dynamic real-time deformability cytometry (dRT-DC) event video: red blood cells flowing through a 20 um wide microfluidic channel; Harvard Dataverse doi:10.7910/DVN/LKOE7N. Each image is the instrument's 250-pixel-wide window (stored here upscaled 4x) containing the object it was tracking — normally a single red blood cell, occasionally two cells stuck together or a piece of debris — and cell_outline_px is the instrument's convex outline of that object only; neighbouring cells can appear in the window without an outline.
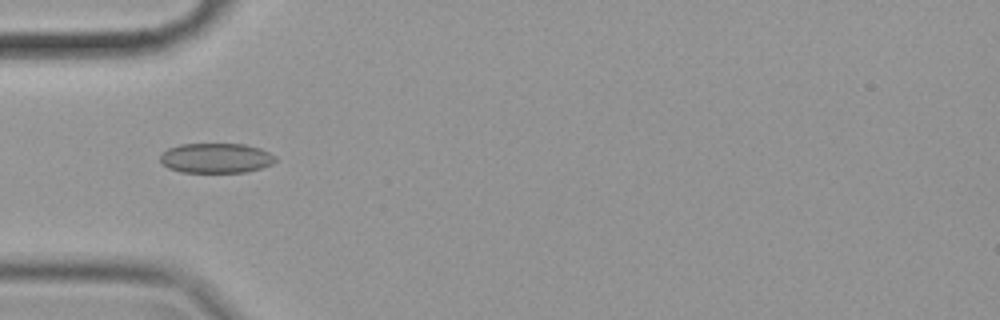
{"species": "common noctule bat (a hibernating species)", "species_latin": "Nyctalus noctula", "temperature_condition": "cold", "stored_images_in_passage": 44, "camera_frame_rate_fps": 3000, "um_per_image_px": 0.085, "animal": {"sex": "female", "body_mass_g": 19.9}, "frame": {"image": 1, "passage_image": 5, "time_ms": 1.333, "image_size_px": [1000, 320], "cell_outline_px": [[276, 160], [272, 164], [260, 168], [244, 172], [180, 172], [168, 168], [160, 160], [160, 156], [168, 148], [180, 144], [244, 144], [260, 148], [276, 156]], "centroid_in_image_um": [18.36, 13.43], "position_along_channel_um": 66.6, "area_um2": 20.0}}
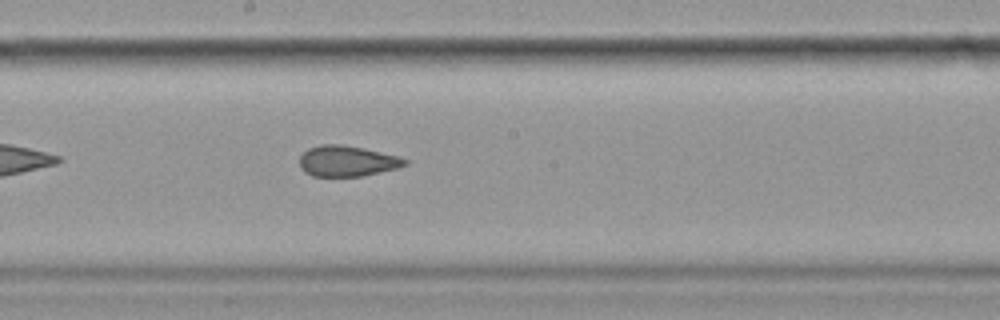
{"frame": {"image": 2, "passage_image": 18, "time_ms": 5.667, "image_size_px": [1000, 320], "cell_outline_px": [[408, 164], [396, 168], [360, 176], [312, 176], [304, 172], [300, 168], [300, 156], [308, 148], [320, 144], [340, 144], [364, 148], [400, 156], [408, 160]], "centroid_in_image_um": [29.49, 13.68], "position_along_channel_um": 218.7, "area_um2": 18.9}}
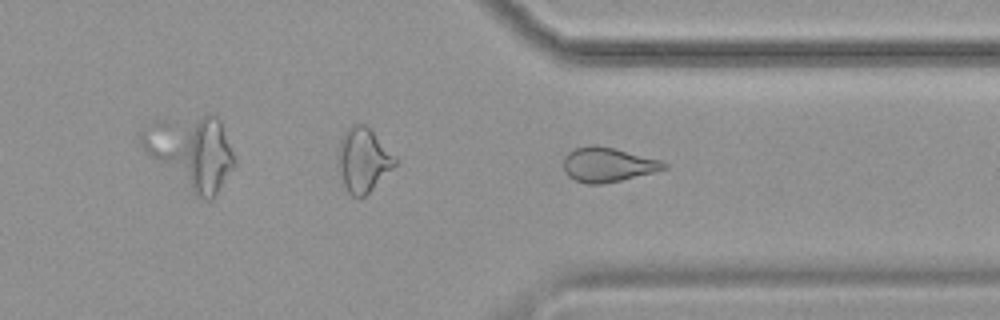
{"frame": {"image": 3, "passage_image": 30, "time_ms": 9.667, "image_size_px": [1000, 320], "cell_outline_px": [[668, 168], [620, 180], [600, 184], [584, 184], [568, 176], [564, 172], [564, 156], [572, 148], [592, 144], [596, 144], [660, 160], [668, 164]], "centroid_in_image_um": [51.6, 13.99], "position_along_channel_um": 359.8, "area_um2": 20.06}, "authors_computed_cell_mechanics": {"area_um2": 20.1144, "velocity_mm_per_s": 3.5154, "shape_relaxation_time_tau1_ms": null, "shape_relaxation_time_tau2_ms": 2.0581, "deformation_change_tau1": null, "deformation_change_tau2": 0.0631}}